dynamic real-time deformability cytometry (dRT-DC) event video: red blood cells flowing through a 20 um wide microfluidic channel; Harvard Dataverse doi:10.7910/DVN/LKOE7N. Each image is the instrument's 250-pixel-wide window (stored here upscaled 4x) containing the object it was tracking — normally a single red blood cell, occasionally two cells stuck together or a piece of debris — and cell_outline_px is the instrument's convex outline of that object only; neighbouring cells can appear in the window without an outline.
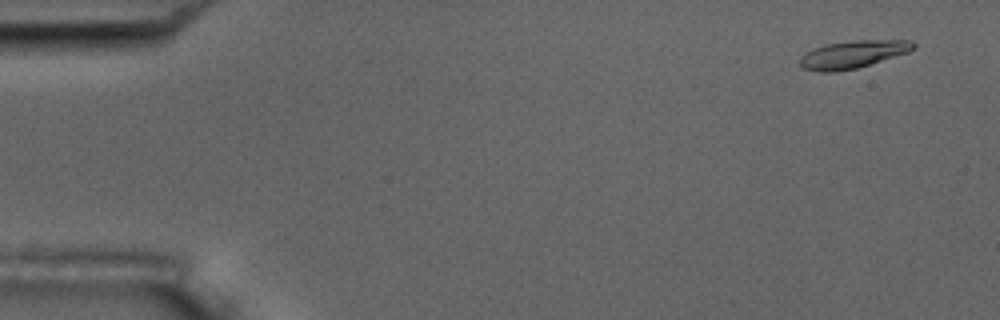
{"species": "common noctule bat (a hibernating species)", "species_latin": "Nyctalus noctula", "temperature_condition": "room temperature", "stored_images_in_passage": 5, "camera_frame_rate_fps": 3000, "um_per_image_px": 0.085, "animal": {"sex": "male", "body_mass_g": 17.5, "forearm_length_mm": 52.3}, "frame": {"image": 1, "passage_image": 2, "time_ms": 1.0, "image_size_px": [1000, 320], "cell_outline_px": [[916, 48], [908, 52], [856, 68], [836, 72], [820, 72], [800, 68], [800, 60], [808, 52], [824, 44], [852, 40], [912, 40], [916, 44]], "centroid_in_image_um": [72.51, 4.61], "position_along_channel_um": 12.5, "area_um2": 18.15}}
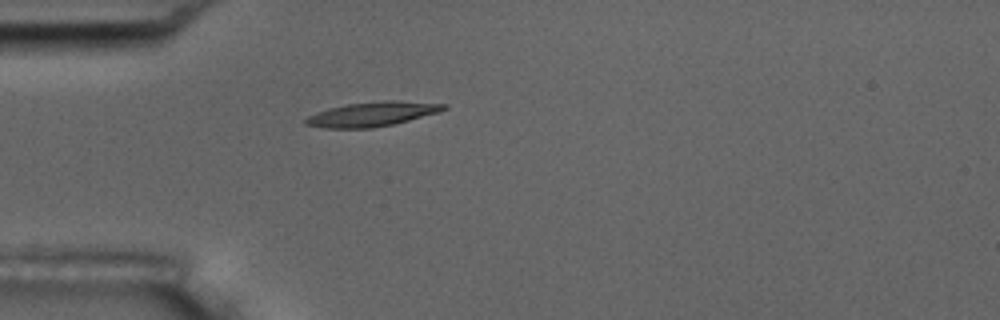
{"frame": {"image": 2, "passage_image": 5, "time_ms": 5.333, "image_size_px": [1000, 320], "cell_outline_px": [[448, 108], [440, 112], [392, 124], [372, 128], [324, 128], [304, 124], [304, 120], [308, 116], [316, 112], [328, 108], [348, 104], [384, 100], [396, 100], [448, 104]], "centroid_in_image_um": [31.64, 9.69], "position_along_channel_um": 53.4, "area_um2": 19.71}}